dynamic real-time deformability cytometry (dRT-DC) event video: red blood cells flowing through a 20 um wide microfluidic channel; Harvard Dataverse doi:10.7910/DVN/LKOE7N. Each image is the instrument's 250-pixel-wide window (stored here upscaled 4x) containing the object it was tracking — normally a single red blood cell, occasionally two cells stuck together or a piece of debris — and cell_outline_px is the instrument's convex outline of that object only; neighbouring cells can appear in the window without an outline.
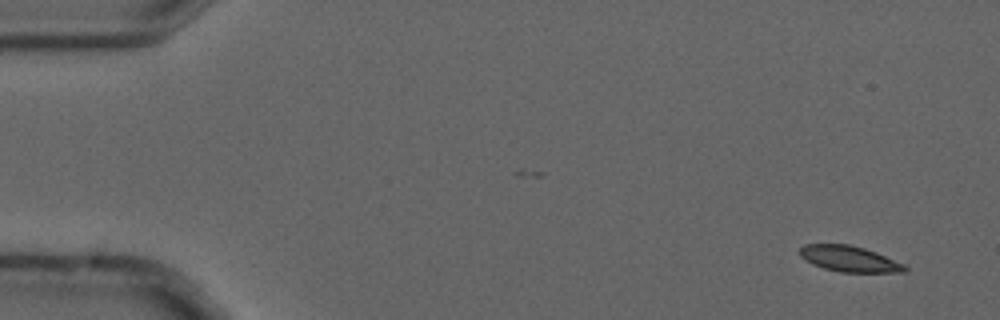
{"species": "common noctule bat (a hibernating species)", "species_latin": "Nyctalus noctula", "temperature_condition": "cold", "stored_images_in_passage": 10, "camera_frame_rate_fps": 3000, "um_per_image_px": 0.085, "animal": {"sex": "male", "forearm_length_mm": 52.5}, "frame": {"image": 1, "passage_image": 2, "time_ms": 0.333, "image_size_px": [1000, 320], "cell_outline_px": [[908, 268], [904, 272], [840, 272], [824, 268], [812, 264], [804, 260], [800, 256], [800, 248], [804, 244], [848, 244], [864, 248], [876, 252], [904, 264]], "centroid_in_image_um": [72.17, 22.0], "position_along_channel_um": 12.8, "area_um2": 15.78}}
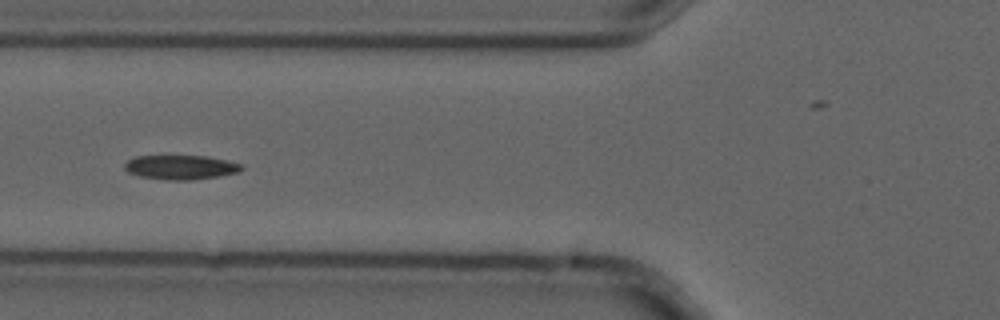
{"frame": {"image": 2, "passage_image": 7, "time_ms": 2.0, "image_size_px": [1000, 320], "cell_outline_px": [[244, 168], [240, 172], [220, 176], [192, 180], [164, 180], [140, 176], [128, 172], [124, 168], [124, 164], [128, 160], [136, 156], [208, 156], [228, 160], [244, 164]], "centroid_in_image_um": [15.42, 14.22], "position_along_channel_um": 110.4, "area_um2": 16.82}}
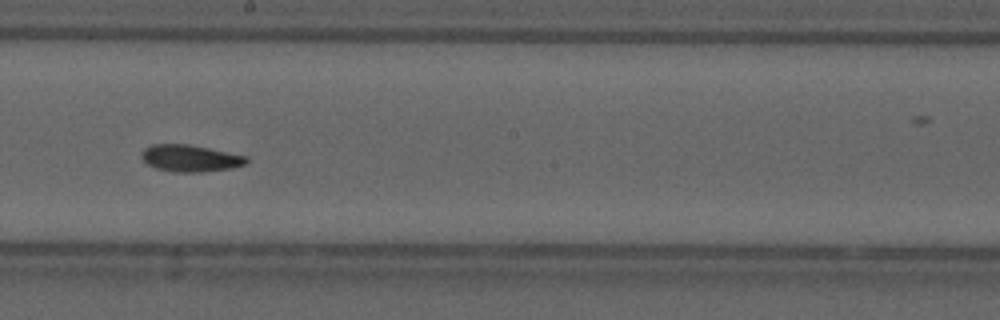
{"frame": {"image": 3, "passage_image": 10, "time_ms": 3.0, "image_size_px": [1000, 320], "cell_outline_px": [[248, 160], [244, 164], [232, 168], [200, 172], [172, 172], [156, 168], [148, 164], [140, 156], [144, 148], [152, 144], [188, 144], [248, 156]], "centroid_in_image_um": [16.15, 13.45], "position_along_channel_um": 232.0, "area_um2": 16.36}}